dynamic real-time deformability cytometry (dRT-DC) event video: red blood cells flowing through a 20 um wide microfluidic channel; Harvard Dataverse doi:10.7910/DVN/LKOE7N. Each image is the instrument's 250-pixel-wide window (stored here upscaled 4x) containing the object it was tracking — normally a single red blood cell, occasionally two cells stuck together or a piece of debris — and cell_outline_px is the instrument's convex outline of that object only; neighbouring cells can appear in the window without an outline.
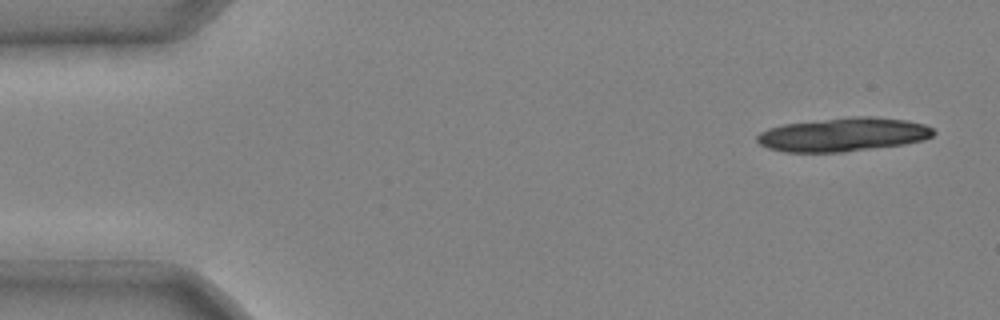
{"species": "common noctule bat (a hibernating species)", "species_latin": "Nyctalus noctula", "temperature_condition": "cold", "stored_images_in_passage": 5, "camera_frame_rate_fps": 3000, "um_per_image_px": 0.085, "animal": {"sex": "male", "body_mass_g": 20.4}, "frame": {"image": 1, "passage_image": 1, "time_ms": 0.0, "image_size_px": [1000, 320], "cell_outline_px": [[936, 132], [932, 136], [924, 140], [904, 144], [844, 152], [784, 152], [768, 148], [760, 144], [756, 140], [756, 136], [760, 132], [768, 128], [784, 124], [848, 116], [872, 116], [908, 120], [924, 124], [932, 128]], "centroid_in_image_um": [71.68, 11.43], "position_along_channel_um": 13.3, "area_um2": 34.91}}